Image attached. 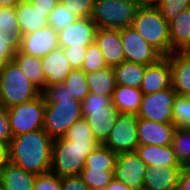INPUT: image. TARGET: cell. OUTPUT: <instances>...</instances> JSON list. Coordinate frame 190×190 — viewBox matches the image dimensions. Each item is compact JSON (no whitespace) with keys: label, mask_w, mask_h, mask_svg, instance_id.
I'll list each match as a JSON object with an SVG mask.
<instances>
[{"label":"cell","mask_w":190,"mask_h":190,"mask_svg":"<svg viewBox=\"0 0 190 190\" xmlns=\"http://www.w3.org/2000/svg\"><path fill=\"white\" fill-rule=\"evenodd\" d=\"M136 153L148 167L181 166L171 145H139Z\"/></svg>","instance_id":"24"},{"label":"cell","mask_w":190,"mask_h":190,"mask_svg":"<svg viewBox=\"0 0 190 190\" xmlns=\"http://www.w3.org/2000/svg\"><path fill=\"white\" fill-rule=\"evenodd\" d=\"M59 47L58 32L51 26L20 36L18 50L24 54L43 58Z\"/></svg>","instance_id":"12"},{"label":"cell","mask_w":190,"mask_h":190,"mask_svg":"<svg viewBox=\"0 0 190 190\" xmlns=\"http://www.w3.org/2000/svg\"><path fill=\"white\" fill-rule=\"evenodd\" d=\"M11 131L14 136L43 129L45 117V98H37L7 109Z\"/></svg>","instance_id":"7"},{"label":"cell","mask_w":190,"mask_h":190,"mask_svg":"<svg viewBox=\"0 0 190 190\" xmlns=\"http://www.w3.org/2000/svg\"><path fill=\"white\" fill-rule=\"evenodd\" d=\"M131 26L162 56L171 54L168 22L157 7H139Z\"/></svg>","instance_id":"5"},{"label":"cell","mask_w":190,"mask_h":190,"mask_svg":"<svg viewBox=\"0 0 190 190\" xmlns=\"http://www.w3.org/2000/svg\"><path fill=\"white\" fill-rule=\"evenodd\" d=\"M137 122L138 117L135 114L119 113L103 145L110 148L117 155L135 152L139 146Z\"/></svg>","instance_id":"8"},{"label":"cell","mask_w":190,"mask_h":190,"mask_svg":"<svg viewBox=\"0 0 190 190\" xmlns=\"http://www.w3.org/2000/svg\"><path fill=\"white\" fill-rule=\"evenodd\" d=\"M67 90L76 100L82 101L89 93L85 72L82 69H72L64 81Z\"/></svg>","instance_id":"32"},{"label":"cell","mask_w":190,"mask_h":190,"mask_svg":"<svg viewBox=\"0 0 190 190\" xmlns=\"http://www.w3.org/2000/svg\"><path fill=\"white\" fill-rule=\"evenodd\" d=\"M96 29L91 17L77 18L72 24L58 31L59 47H88L95 41Z\"/></svg>","instance_id":"13"},{"label":"cell","mask_w":190,"mask_h":190,"mask_svg":"<svg viewBox=\"0 0 190 190\" xmlns=\"http://www.w3.org/2000/svg\"><path fill=\"white\" fill-rule=\"evenodd\" d=\"M41 93L13 59L0 65V107L11 108Z\"/></svg>","instance_id":"4"},{"label":"cell","mask_w":190,"mask_h":190,"mask_svg":"<svg viewBox=\"0 0 190 190\" xmlns=\"http://www.w3.org/2000/svg\"><path fill=\"white\" fill-rule=\"evenodd\" d=\"M139 7H148L153 6L156 7L161 0H136Z\"/></svg>","instance_id":"49"},{"label":"cell","mask_w":190,"mask_h":190,"mask_svg":"<svg viewBox=\"0 0 190 190\" xmlns=\"http://www.w3.org/2000/svg\"><path fill=\"white\" fill-rule=\"evenodd\" d=\"M95 43L101 50L107 66L114 67L125 61L120 29L97 28Z\"/></svg>","instance_id":"16"},{"label":"cell","mask_w":190,"mask_h":190,"mask_svg":"<svg viewBox=\"0 0 190 190\" xmlns=\"http://www.w3.org/2000/svg\"><path fill=\"white\" fill-rule=\"evenodd\" d=\"M172 108L174 125L176 127H190V97L176 95Z\"/></svg>","instance_id":"33"},{"label":"cell","mask_w":190,"mask_h":190,"mask_svg":"<svg viewBox=\"0 0 190 190\" xmlns=\"http://www.w3.org/2000/svg\"><path fill=\"white\" fill-rule=\"evenodd\" d=\"M45 98L43 130L52 138L64 137L69 128L83 118L81 101L76 100L64 83H56L41 93Z\"/></svg>","instance_id":"2"},{"label":"cell","mask_w":190,"mask_h":190,"mask_svg":"<svg viewBox=\"0 0 190 190\" xmlns=\"http://www.w3.org/2000/svg\"><path fill=\"white\" fill-rule=\"evenodd\" d=\"M116 84L140 89L145 74L146 65L122 61L113 67Z\"/></svg>","instance_id":"27"},{"label":"cell","mask_w":190,"mask_h":190,"mask_svg":"<svg viewBox=\"0 0 190 190\" xmlns=\"http://www.w3.org/2000/svg\"><path fill=\"white\" fill-rule=\"evenodd\" d=\"M61 190H90L83 182L82 178L77 176H66L61 178Z\"/></svg>","instance_id":"44"},{"label":"cell","mask_w":190,"mask_h":190,"mask_svg":"<svg viewBox=\"0 0 190 190\" xmlns=\"http://www.w3.org/2000/svg\"><path fill=\"white\" fill-rule=\"evenodd\" d=\"M103 190H132V189L123 182L113 178L110 184Z\"/></svg>","instance_id":"48"},{"label":"cell","mask_w":190,"mask_h":190,"mask_svg":"<svg viewBox=\"0 0 190 190\" xmlns=\"http://www.w3.org/2000/svg\"><path fill=\"white\" fill-rule=\"evenodd\" d=\"M171 86V65L167 56H163L156 63L146 66L140 86L144 95L159 92Z\"/></svg>","instance_id":"14"},{"label":"cell","mask_w":190,"mask_h":190,"mask_svg":"<svg viewBox=\"0 0 190 190\" xmlns=\"http://www.w3.org/2000/svg\"><path fill=\"white\" fill-rule=\"evenodd\" d=\"M118 114V109L113 104L103 109L82 110V116L99 144H103L108 138Z\"/></svg>","instance_id":"17"},{"label":"cell","mask_w":190,"mask_h":190,"mask_svg":"<svg viewBox=\"0 0 190 190\" xmlns=\"http://www.w3.org/2000/svg\"><path fill=\"white\" fill-rule=\"evenodd\" d=\"M112 104L111 97L102 96L100 94L89 93L82 101H81V109L82 110H97L103 109Z\"/></svg>","instance_id":"41"},{"label":"cell","mask_w":190,"mask_h":190,"mask_svg":"<svg viewBox=\"0 0 190 190\" xmlns=\"http://www.w3.org/2000/svg\"><path fill=\"white\" fill-rule=\"evenodd\" d=\"M9 145L0 141V170L9 162Z\"/></svg>","instance_id":"47"},{"label":"cell","mask_w":190,"mask_h":190,"mask_svg":"<svg viewBox=\"0 0 190 190\" xmlns=\"http://www.w3.org/2000/svg\"><path fill=\"white\" fill-rule=\"evenodd\" d=\"M40 12L51 13L60 0H28Z\"/></svg>","instance_id":"45"},{"label":"cell","mask_w":190,"mask_h":190,"mask_svg":"<svg viewBox=\"0 0 190 190\" xmlns=\"http://www.w3.org/2000/svg\"><path fill=\"white\" fill-rule=\"evenodd\" d=\"M117 154L110 148L99 144L85 159L83 168L114 171Z\"/></svg>","instance_id":"29"},{"label":"cell","mask_w":190,"mask_h":190,"mask_svg":"<svg viewBox=\"0 0 190 190\" xmlns=\"http://www.w3.org/2000/svg\"><path fill=\"white\" fill-rule=\"evenodd\" d=\"M36 175L10 161L0 170V186L4 190H33Z\"/></svg>","instance_id":"23"},{"label":"cell","mask_w":190,"mask_h":190,"mask_svg":"<svg viewBox=\"0 0 190 190\" xmlns=\"http://www.w3.org/2000/svg\"><path fill=\"white\" fill-rule=\"evenodd\" d=\"M77 18L91 17L95 0H60Z\"/></svg>","instance_id":"38"},{"label":"cell","mask_w":190,"mask_h":190,"mask_svg":"<svg viewBox=\"0 0 190 190\" xmlns=\"http://www.w3.org/2000/svg\"><path fill=\"white\" fill-rule=\"evenodd\" d=\"M143 93L140 89L116 85L111 96L112 104L118 109L119 113L137 115Z\"/></svg>","instance_id":"25"},{"label":"cell","mask_w":190,"mask_h":190,"mask_svg":"<svg viewBox=\"0 0 190 190\" xmlns=\"http://www.w3.org/2000/svg\"><path fill=\"white\" fill-rule=\"evenodd\" d=\"M138 8L136 0H95L91 20L97 28L130 27Z\"/></svg>","instance_id":"6"},{"label":"cell","mask_w":190,"mask_h":190,"mask_svg":"<svg viewBox=\"0 0 190 190\" xmlns=\"http://www.w3.org/2000/svg\"><path fill=\"white\" fill-rule=\"evenodd\" d=\"M148 166L135 152L121 153L117 155L114 168V178L123 182L132 190H144V174Z\"/></svg>","instance_id":"11"},{"label":"cell","mask_w":190,"mask_h":190,"mask_svg":"<svg viewBox=\"0 0 190 190\" xmlns=\"http://www.w3.org/2000/svg\"><path fill=\"white\" fill-rule=\"evenodd\" d=\"M76 19L77 17L59 2L49 15L48 25L58 32L72 24Z\"/></svg>","instance_id":"35"},{"label":"cell","mask_w":190,"mask_h":190,"mask_svg":"<svg viewBox=\"0 0 190 190\" xmlns=\"http://www.w3.org/2000/svg\"><path fill=\"white\" fill-rule=\"evenodd\" d=\"M177 190H190V167H183L178 180Z\"/></svg>","instance_id":"46"},{"label":"cell","mask_w":190,"mask_h":190,"mask_svg":"<svg viewBox=\"0 0 190 190\" xmlns=\"http://www.w3.org/2000/svg\"><path fill=\"white\" fill-rule=\"evenodd\" d=\"M125 61L150 65L163 56L132 27L120 29Z\"/></svg>","instance_id":"10"},{"label":"cell","mask_w":190,"mask_h":190,"mask_svg":"<svg viewBox=\"0 0 190 190\" xmlns=\"http://www.w3.org/2000/svg\"><path fill=\"white\" fill-rule=\"evenodd\" d=\"M107 67L104 56L95 41L87 47L86 56L82 64L85 73L94 72Z\"/></svg>","instance_id":"36"},{"label":"cell","mask_w":190,"mask_h":190,"mask_svg":"<svg viewBox=\"0 0 190 190\" xmlns=\"http://www.w3.org/2000/svg\"><path fill=\"white\" fill-rule=\"evenodd\" d=\"M13 138L6 108L0 107V141L10 144Z\"/></svg>","instance_id":"43"},{"label":"cell","mask_w":190,"mask_h":190,"mask_svg":"<svg viewBox=\"0 0 190 190\" xmlns=\"http://www.w3.org/2000/svg\"><path fill=\"white\" fill-rule=\"evenodd\" d=\"M21 0H0V7H15Z\"/></svg>","instance_id":"50"},{"label":"cell","mask_w":190,"mask_h":190,"mask_svg":"<svg viewBox=\"0 0 190 190\" xmlns=\"http://www.w3.org/2000/svg\"><path fill=\"white\" fill-rule=\"evenodd\" d=\"M19 40L3 32L0 33V65L13 59L14 53L18 50Z\"/></svg>","instance_id":"39"},{"label":"cell","mask_w":190,"mask_h":190,"mask_svg":"<svg viewBox=\"0 0 190 190\" xmlns=\"http://www.w3.org/2000/svg\"><path fill=\"white\" fill-rule=\"evenodd\" d=\"M13 60L28 79L42 92L45 89V75L41 65V58L30 56L17 50L14 53Z\"/></svg>","instance_id":"28"},{"label":"cell","mask_w":190,"mask_h":190,"mask_svg":"<svg viewBox=\"0 0 190 190\" xmlns=\"http://www.w3.org/2000/svg\"><path fill=\"white\" fill-rule=\"evenodd\" d=\"M53 141L43 129L14 136L9 145V161L34 175L49 172Z\"/></svg>","instance_id":"3"},{"label":"cell","mask_w":190,"mask_h":190,"mask_svg":"<svg viewBox=\"0 0 190 190\" xmlns=\"http://www.w3.org/2000/svg\"><path fill=\"white\" fill-rule=\"evenodd\" d=\"M156 7L169 23L181 11L190 7V0H161Z\"/></svg>","instance_id":"37"},{"label":"cell","mask_w":190,"mask_h":190,"mask_svg":"<svg viewBox=\"0 0 190 190\" xmlns=\"http://www.w3.org/2000/svg\"><path fill=\"white\" fill-rule=\"evenodd\" d=\"M171 53L190 50V7L168 23Z\"/></svg>","instance_id":"22"},{"label":"cell","mask_w":190,"mask_h":190,"mask_svg":"<svg viewBox=\"0 0 190 190\" xmlns=\"http://www.w3.org/2000/svg\"><path fill=\"white\" fill-rule=\"evenodd\" d=\"M64 51V54L67 58V60L70 63V66L72 69H82V64L84 62L87 47L81 46V47H65L62 48Z\"/></svg>","instance_id":"42"},{"label":"cell","mask_w":190,"mask_h":190,"mask_svg":"<svg viewBox=\"0 0 190 190\" xmlns=\"http://www.w3.org/2000/svg\"><path fill=\"white\" fill-rule=\"evenodd\" d=\"M171 65L172 87L177 95L190 97V50L167 56Z\"/></svg>","instance_id":"18"},{"label":"cell","mask_w":190,"mask_h":190,"mask_svg":"<svg viewBox=\"0 0 190 190\" xmlns=\"http://www.w3.org/2000/svg\"><path fill=\"white\" fill-rule=\"evenodd\" d=\"M98 145L86 120L81 118L64 137L54 139L50 171L60 178L79 175L86 157Z\"/></svg>","instance_id":"1"},{"label":"cell","mask_w":190,"mask_h":190,"mask_svg":"<svg viewBox=\"0 0 190 190\" xmlns=\"http://www.w3.org/2000/svg\"><path fill=\"white\" fill-rule=\"evenodd\" d=\"M33 190H61V178L52 171L36 175Z\"/></svg>","instance_id":"40"},{"label":"cell","mask_w":190,"mask_h":190,"mask_svg":"<svg viewBox=\"0 0 190 190\" xmlns=\"http://www.w3.org/2000/svg\"><path fill=\"white\" fill-rule=\"evenodd\" d=\"M182 167H190V127H176L171 144Z\"/></svg>","instance_id":"30"},{"label":"cell","mask_w":190,"mask_h":190,"mask_svg":"<svg viewBox=\"0 0 190 190\" xmlns=\"http://www.w3.org/2000/svg\"><path fill=\"white\" fill-rule=\"evenodd\" d=\"M45 75V88L56 83H64L72 68L62 48L58 47L41 58Z\"/></svg>","instance_id":"19"},{"label":"cell","mask_w":190,"mask_h":190,"mask_svg":"<svg viewBox=\"0 0 190 190\" xmlns=\"http://www.w3.org/2000/svg\"><path fill=\"white\" fill-rule=\"evenodd\" d=\"M3 32L20 39L21 32L15 7H0V33Z\"/></svg>","instance_id":"34"},{"label":"cell","mask_w":190,"mask_h":190,"mask_svg":"<svg viewBox=\"0 0 190 190\" xmlns=\"http://www.w3.org/2000/svg\"><path fill=\"white\" fill-rule=\"evenodd\" d=\"M15 13L18 19L21 35L48 26L49 12H40L32 7L28 0H21L15 6Z\"/></svg>","instance_id":"21"},{"label":"cell","mask_w":190,"mask_h":190,"mask_svg":"<svg viewBox=\"0 0 190 190\" xmlns=\"http://www.w3.org/2000/svg\"><path fill=\"white\" fill-rule=\"evenodd\" d=\"M176 95L172 86L152 94H143L136 116L159 123H174L172 107Z\"/></svg>","instance_id":"9"},{"label":"cell","mask_w":190,"mask_h":190,"mask_svg":"<svg viewBox=\"0 0 190 190\" xmlns=\"http://www.w3.org/2000/svg\"><path fill=\"white\" fill-rule=\"evenodd\" d=\"M90 93L111 97L116 88V79L113 67L85 73Z\"/></svg>","instance_id":"26"},{"label":"cell","mask_w":190,"mask_h":190,"mask_svg":"<svg viewBox=\"0 0 190 190\" xmlns=\"http://www.w3.org/2000/svg\"><path fill=\"white\" fill-rule=\"evenodd\" d=\"M175 129L174 123H159L138 118L137 132L139 145H171Z\"/></svg>","instance_id":"15"},{"label":"cell","mask_w":190,"mask_h":190,"mask_svg":"<svg viewBox=\"0 0 190 190\" xmlns=\"http://www.w3.org/2000/svg\"><path fill=\"white\" fill-rule=\"evenodd\" d=\"M182 166L148 167L144 174V190H177Z\"/></svg>","instance_id":"20"},{"label":"cell","mask_w":190,"mask_h":190,"mask_svg":"<svg viewBox=\"0 0 190 190\" xmlns=\"http://www.w3.org/2000/svg\"><path fill=\"white\" fill-rule=\"evenodd\" d=\"M113 173L103 169L82 168L79 176L90 190H103L114 178Z\"/></svg>","instance_id":"31"}]
</instances>
